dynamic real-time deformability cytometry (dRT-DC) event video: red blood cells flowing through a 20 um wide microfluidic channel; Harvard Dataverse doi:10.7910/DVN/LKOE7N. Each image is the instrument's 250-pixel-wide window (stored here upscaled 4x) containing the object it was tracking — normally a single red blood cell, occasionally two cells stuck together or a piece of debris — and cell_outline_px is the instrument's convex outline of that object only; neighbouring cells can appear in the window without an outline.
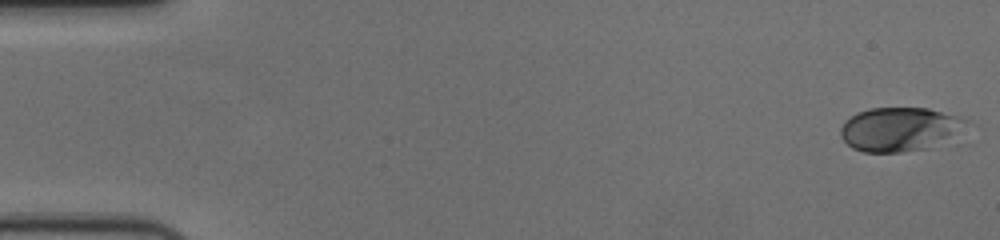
{"species": "human", "species_latin": "Homo sapiens", "temperature_condition": "cold", "stored_images_in_passage": 56, "camera_frame_rate_fps": 3000, "um_per_image_px": 0.085, "donor": {"sex": "female"}, "frame": {"image": 1, "passage_image": 1, "time_ms": 0.0, "image_size_px": [1000, 240], "cell_outline_px": [[964, 120], [944, 136], [924, 148], [900, 152], [864, 152], [852, 148], [840, 136], [840, 128], [844, 120], [856, 112], [872, 108], [928, 108], [960, 116]], "centroid_in_image_um": [76.2, 10.95], "position_along_channel_um": 8.8, "area_um2": 30.52}}
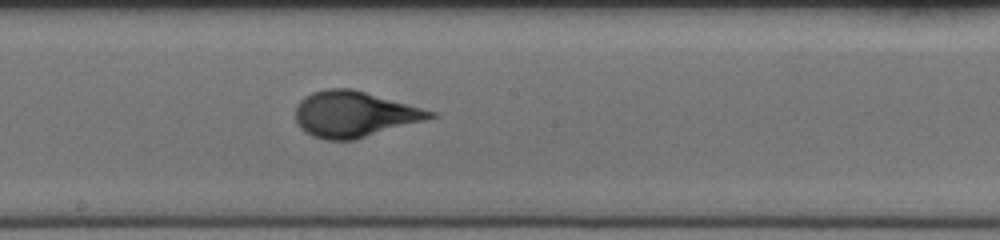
{"frame": {"image": 2, "passage_image": 31, "time_ms": 10.0, "image_size_px": [1000, 240], "cell_outline_px": [[436, 116], [424, 120], [356, 140], [324, 140], [312, 136], [304, 132], [296, 124], [296, 108], [300, 100], [304, 96], [312, 92], [324, 88], [352, 88], [436, 112]], "centroid_in_image_um": [30.05, 9.71], "position_along_channel_um": 218.1, "area_um2": 36.01}}
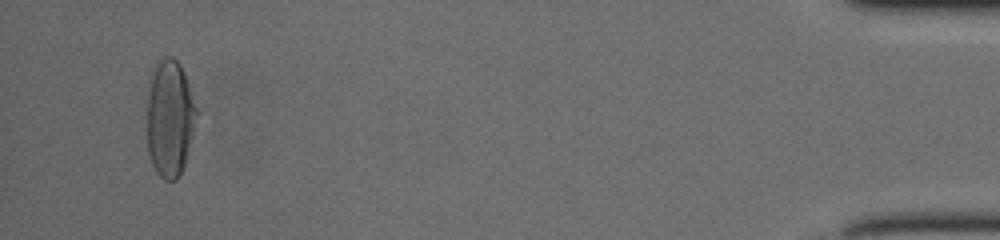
{"frame": {"image": 3, "passage_image": 54, "time_ms": 17.667, "image_size_px": [1000, 240], "cell_outline_px": [[196, 112], [192, 132], [184, 164], [176, 180], [164, 180], [156, 172], [152, 164], [148, 152], [148, 100], [152, 76], [160, 60], [164, 56], [172, 56], [180, 64], [184, 72], [196, 108]], "centroid_in_image_um": [14.42, 10.07], "position_along_channel_um": 420.8, "area_um2": 32.6}, "authors_computed_cell_mechanics": {"area_um2": 33.0038, "velocity_mm_per_s": 3.6656, "shape_relaxation_time_tau1_ms": 2.9097, "shape_relaxation_time_tau2_ms": null, "deformation_change_tau1": 0.1576, "deformation_change_tau2": null}}